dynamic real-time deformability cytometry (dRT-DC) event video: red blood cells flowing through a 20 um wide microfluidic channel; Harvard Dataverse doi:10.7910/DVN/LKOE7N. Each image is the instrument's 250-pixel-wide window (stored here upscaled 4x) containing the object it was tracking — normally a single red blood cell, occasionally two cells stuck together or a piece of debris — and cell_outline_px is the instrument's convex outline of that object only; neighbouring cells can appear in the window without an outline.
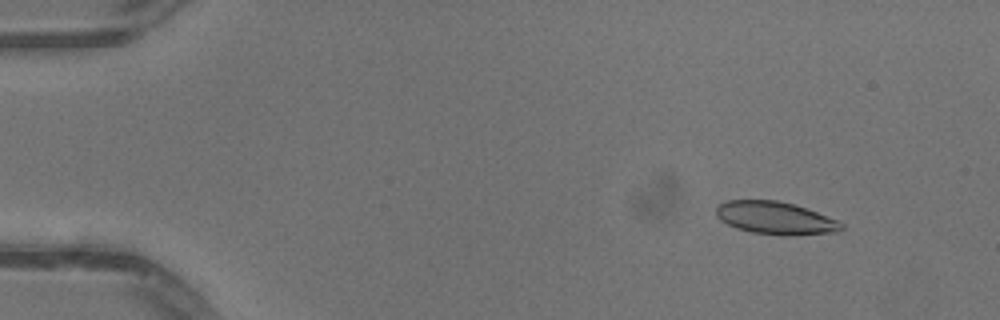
{"species": "common noctule bat (a hibernating species)", "species_latin": "Nyctalus noctula", "temperature_condition": "warm", "stored_images_in_passage": 51, "camera_frame_rate_fps": 3000, "um_per_image_px": 0.085, "animal": {"sex": "male", "body_mass_g": 13.3}, "frame": {"image": 1, "passage_image": 6, "time_ms": 1.667, "image_size_px": [1000, 320], "cell_outline_px": [[844, 228], [840, 232], [796, 236], [780, 236], [752, 232], [736, 228], [720, 220], [716, 216], [716, 208], [724, 200], [776, 200], [792, 204], [816, 212], [836, 220], [844, 224]], "centroid_in_image_um": [65.91, 18.55], "position_along_channel_um": 19.1, "area_um2": 24.04}}
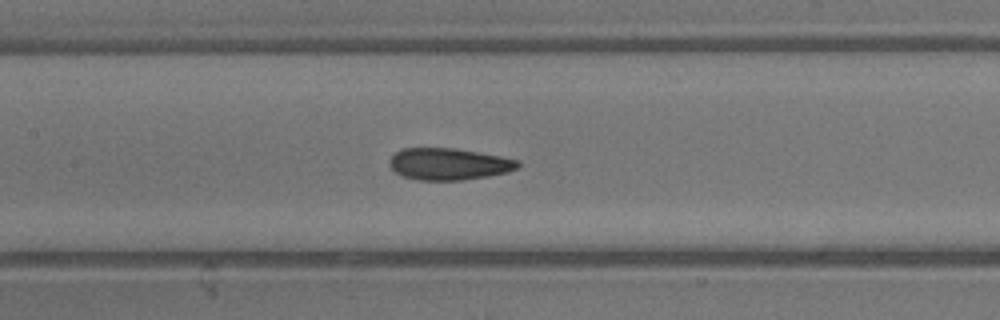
{"frame": {"image": 2, "passage_image": 25, "time_ms": 8.0, "image_size_px": [1000, 320], "cell_outline_px": [[520, 164], [516, 168], [508, 172], [488, 176], [464, 180], [416, 180], [404, 176], [396, 172], [388, 164], [388, 160], [396, 152], [404, 148], [456, 148], [500, 156], [520, 160]], "centroid_in_image_um": [38.15, 13.94], "position_along_channel_um": 169.3, "area_um2": 23.81}}
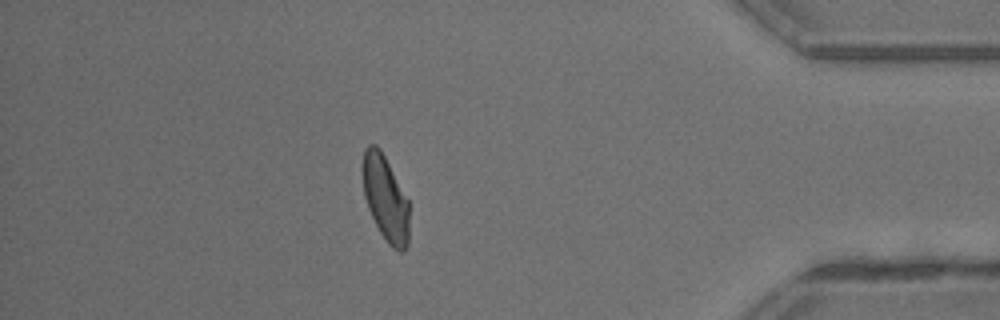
{"frame": {"image": 3, "passage_image": 45, "time_ms": 14.667, "image_size_px": [1000, 320], "cell_outline_px": [[408, 244], [404, 252], [400, 252], [392, 248], [388, 244], [380, 232], [368, 208], [364, 196], [364, 148], [368, 144], [376, 144], [380, 148], [408, 200]], "centroid_in_image_um": [32.78, 16.89], "position_along_channel_um": 402.4, "area_um2": 22.72}, "authors_computed_cell_mechanics": {"area_um2": 24.1026, "velocity_mm_per_s": 4.0969, "shape_relaxation_time_tau1_ms": 4.4723, "shape_relaxation_time_tau2_ms": 1.4395, "deformation_change_tau1": 0.1514, "deformation_change_tau2": 0.0749}}